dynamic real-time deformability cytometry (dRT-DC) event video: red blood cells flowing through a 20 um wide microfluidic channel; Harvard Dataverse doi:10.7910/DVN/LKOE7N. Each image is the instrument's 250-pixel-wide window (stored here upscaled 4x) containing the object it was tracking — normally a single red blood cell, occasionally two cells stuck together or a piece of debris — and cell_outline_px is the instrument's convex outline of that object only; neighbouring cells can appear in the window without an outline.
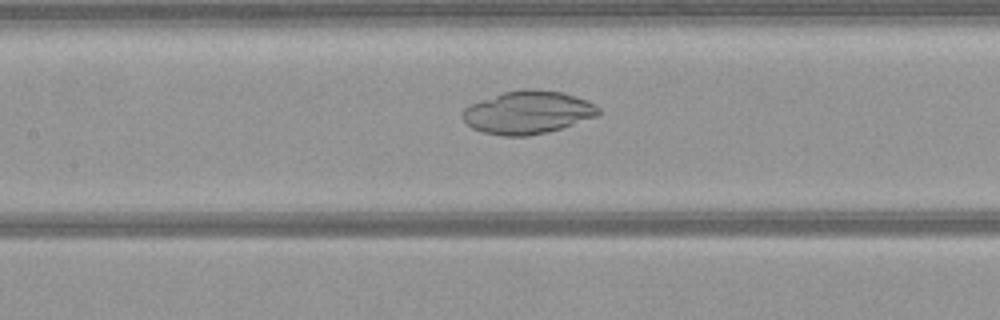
{"species": "common noctule bat (a hibernating species)", "species_latin": "Nyctalus noctula", "temperature_condition": "warm", "stored_images_in_passage": 52, "camera_frame_rate_fps": 3000, "um_per_image_px": 0.085, "animal": {"sex": "female", "body_mass_g": 21.9}, "frame": {"image": 1, "passage_image": 23, "time_ms": 7.333, "image_size_px": [1000, 320], "cell_outline_px": [[600, 112], [596, 116], [548, 132], [528, 136], [504, 136], [484, 132], [472, 128], [460, 116], [460, 112], [468, 104], [504, 92], [524, 88], [528, 88], [560, 92], [588, 100], [600, 108]], "centroid_in_image_um": [44.82, 9.55], "position_along_channel_um": 162.6, "area_um2": 33.93}}
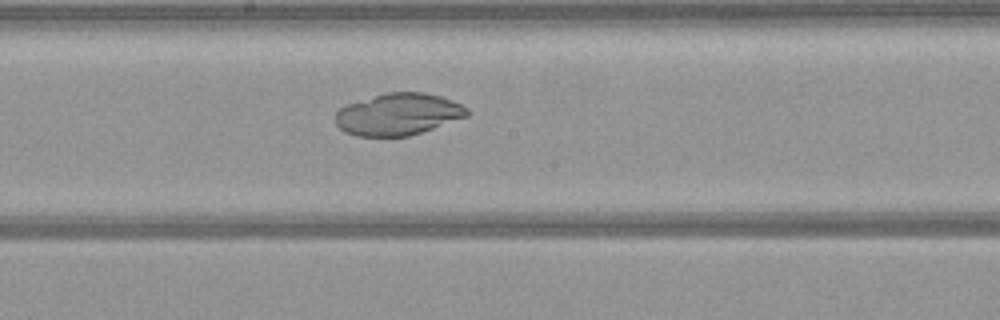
{"frame": {"image": 2, "passage_image": 27, "time_ms": 8.667, "image_size_px": [1000, 320], "cell_outline_px": [[472, 112], [468, 116], [408, 136], [356, 136], [344, 132], [336, 124], [336, 112], [340, 108], [348, 104], [384, 92], [424, 92], [440, 96], [452, 100], [468, 108]], "centroid_in_image_um": [33.85, 9.7], "position_along_channel_um": 214.3, "area_um2": 32.08}}
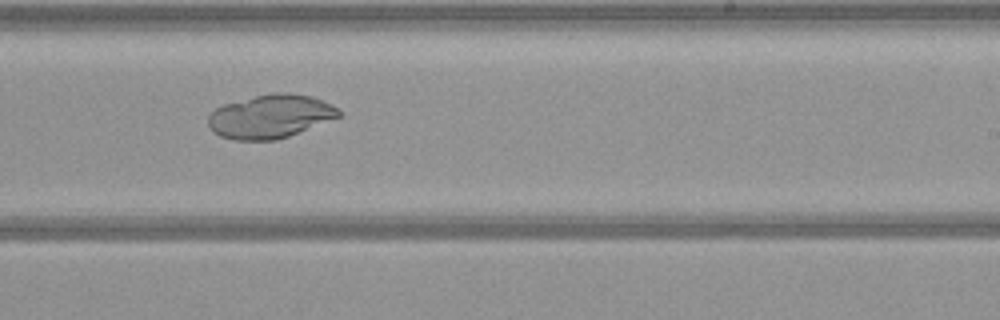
{"frame": {"image": 3, "passage_image": 31, "time_ms": 10.0, "image_size_px": [1000, 320], "cell_outline_px": [[340, 116], [288, 136], [276, 140], [236, 140], [220, 136], [212, 132], [208, 128], [208, 116], [216, 108], [224, 104], [272, 92], [288, 92], [312, 96], [324, 100], [340, 108]], "centroid_in_image_um": [22.97, 9.88], "position_along_channel_um": 266.0, "area_um2": 33.18}}